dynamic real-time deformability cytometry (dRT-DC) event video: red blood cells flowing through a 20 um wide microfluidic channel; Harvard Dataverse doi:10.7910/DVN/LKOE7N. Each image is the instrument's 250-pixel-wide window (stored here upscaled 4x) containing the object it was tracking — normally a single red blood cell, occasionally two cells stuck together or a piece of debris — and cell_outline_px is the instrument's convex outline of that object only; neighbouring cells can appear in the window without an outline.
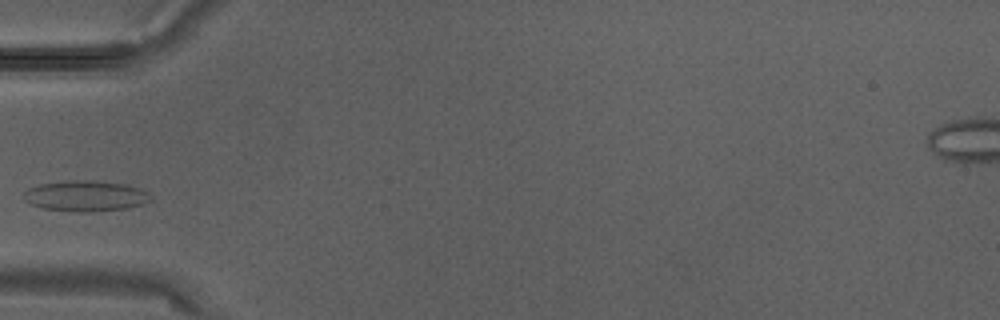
{"species": "Egyptian fruit bat (a non-hibernating species)", "species_latin": "Rousettus aegyptiacus", "temperature_condition": "warm", "stored_images_in_passage": 1, "camera_frame_rate_fps": 3000, "um_per_image_px": 0.085, "animal": {"sex": "male"}, "frame": {"image": 1, "passage_image": 1, "time_ms": 0.0, "image_size_px": [1000, 320], "cell_outline_px": [[152, 200], [144, 204], [124, 208], [92, 212], [76, 212], [44, 208], [32, 204], [24, 200], [24, 192], [28, 188], [40, 184], [64, 180], [92, 180], [124, 184], [140, 188], [148, 192], [152, 196]], "centroid_in_image_um": [7.29, 16.65], "position_along_channel_um": 77.7, "area_um2": 22.83}}